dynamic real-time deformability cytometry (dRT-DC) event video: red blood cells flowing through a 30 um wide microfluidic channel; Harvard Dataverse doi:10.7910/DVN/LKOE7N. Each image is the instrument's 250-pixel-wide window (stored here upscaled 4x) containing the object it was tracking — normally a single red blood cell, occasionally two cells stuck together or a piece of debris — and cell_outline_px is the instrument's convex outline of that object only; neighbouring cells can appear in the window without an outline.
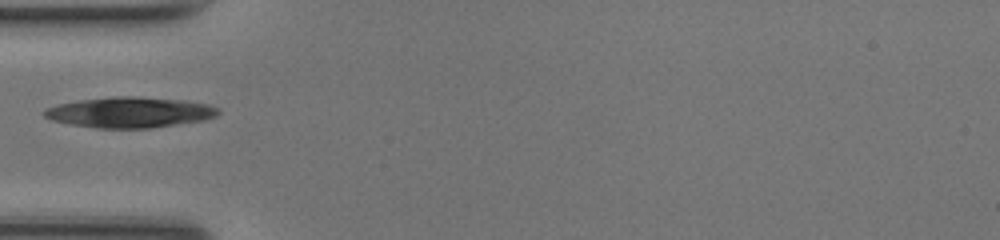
{"species": "common noctule bat (a hibernating species)", "species_latin": "Nyctalus noctula", "temperature_condition": "room temperature", "stored_images_in_passage": 34, "camera_frame_rate_fps": 3000, "um_per_image_px": 0.085, "animal": {"sex": "female", "body_mass_g": 17.0, "forearm_length_mm": 48.0}, "frame": {"image": 1, "passage_image": 1, "time_ms": 0.0, "image_size_px": [1000, 240], "cell_outline_px": [[220, 112], [216, 116], [204, 120], [152, 128], [96, 128], [72, 124], [52, 120], [44, 116], [40, 112], [44, 108], [56, 104], [80, 100], [112, 96], [136, 96], [184, 100], [208, 104], [220, 108]], "centroid_in_image_um": [11.02, 9.54], "position_along_channel_um": 74.0, "area_um2": 31.27}}
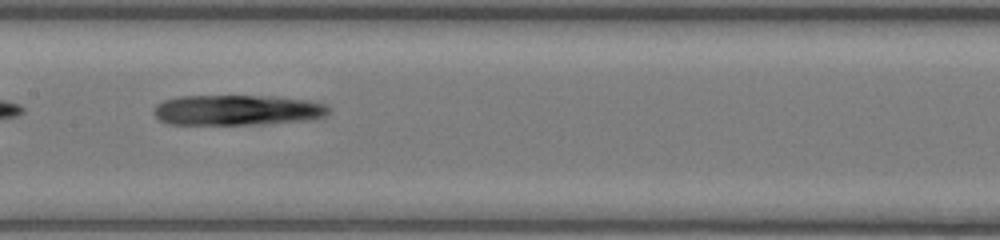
{"frame": {"image": 2, "passage_image": 9, "time_ms": 2.667, "image_size_px": [1000, 240], "cell_outline_px": [[328, 112], [324, 116], [312, 120], [264, 124], [168, 124], [160, 120], [152, 112], [156, 104], [164, 100], [180, 96], [268, 96], [304, 100], [324, 104], [328, 108]], "centroid_in_image_um": [20.13, 9.36], "position_along_channel_um": 187.3, "area_um2": 30.92}}
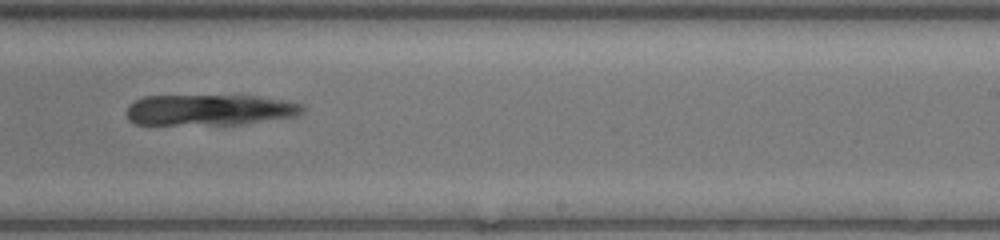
{"frame": {"image": 3, "passage_image": 15, "time_ms": 4.667, "image_size_px": [1000, 240], "cell_outline_px": [[304, 112], [296, 116], [244, 124], [136, 124], [128, 120], [128, 104], [144, 96], [256, 96], [280, 100], [300, 104], [304, 108]], "centroid_in_image_um": [17.81, 9.34], "position_along_channel_um": 271.2, "area_um2": 31.44}}